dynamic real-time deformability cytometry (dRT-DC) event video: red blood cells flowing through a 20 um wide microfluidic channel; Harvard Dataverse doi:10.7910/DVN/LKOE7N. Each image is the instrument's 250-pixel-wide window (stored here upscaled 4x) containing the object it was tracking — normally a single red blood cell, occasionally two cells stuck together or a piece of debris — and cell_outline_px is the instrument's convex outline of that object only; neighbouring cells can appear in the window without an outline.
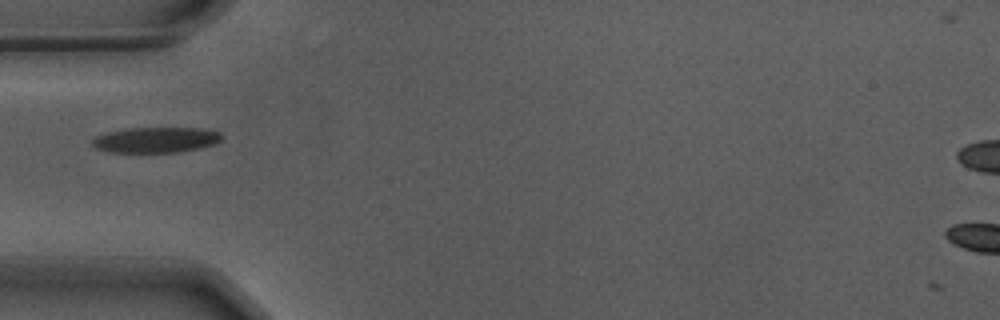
{"species": "Egyptian fruit bat (a non-hibernating species)", "species_latin": "Rousettus aegyptiacus", "temperature_condition": "warm", "stored_images_in_passage": 32, "camera_frame_rate_fps": 3000, "um_per_image_px": 0.085, "animal": {"sex": "male"}, "frame": {"image": 1, "passage_image": 1, "time_ms": 0.0, "image_size_px": [1000, 320], "cell_outline_px": [[220, 140], [216, 144], [176, 152], [108, 152], [96, 148], [92, 144], [92, 140], [96, 136], [108, 132], [128, 128], [196, 128], [220, 132]], "centroid_in_image_um": [13.2, 11.89], "position_along_channel_um": 71.8, "area_um2": 18.96}}
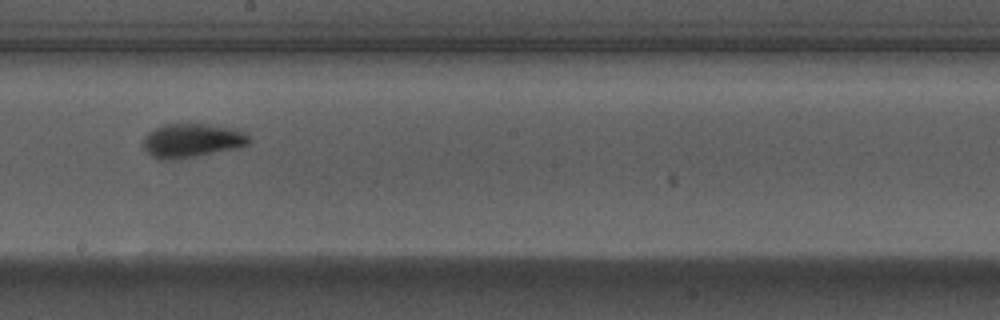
{"frame": {"image": 2, "passage_image": 14, "time_ms": 4.333, "image_size_px": [1000, 320], "cell_outline_px": [[252, 140], [248, 144], [236, 148], [196, 156], [172, 160], [160, 160], [152, 156], [144, 148], [144, 136], [148, 132], [164, 124], [208, 124], [236, 128], [244, 132]], "centroid_in_image_um": [16.33, 11.94], "position_along_channel_um": 231.9, "area_um2": 20.92}}
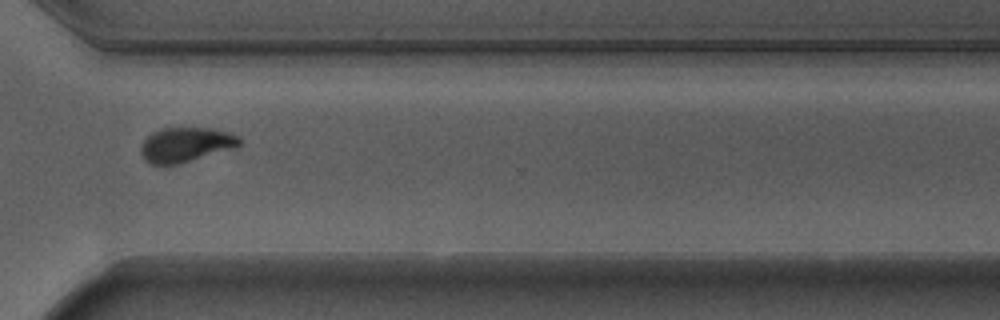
{"frame": {"image": 3, "passage_image": 24, "time_ms": 7.667, "image_size_px": [1000, 320], "cell_outline_px": [[240, 144], [236, 148], [176, 164], [152, 164], [144, 160], [140, 152], [140, 148], [144, 140], [152, 132], [160, 128], [212, 128], [228, 132], [236, 136], [240, 140]], "centroid_in_image_um": [15.77, 12.29], "position_along_channel_um": 354.8, "area_um2": 19.77}}